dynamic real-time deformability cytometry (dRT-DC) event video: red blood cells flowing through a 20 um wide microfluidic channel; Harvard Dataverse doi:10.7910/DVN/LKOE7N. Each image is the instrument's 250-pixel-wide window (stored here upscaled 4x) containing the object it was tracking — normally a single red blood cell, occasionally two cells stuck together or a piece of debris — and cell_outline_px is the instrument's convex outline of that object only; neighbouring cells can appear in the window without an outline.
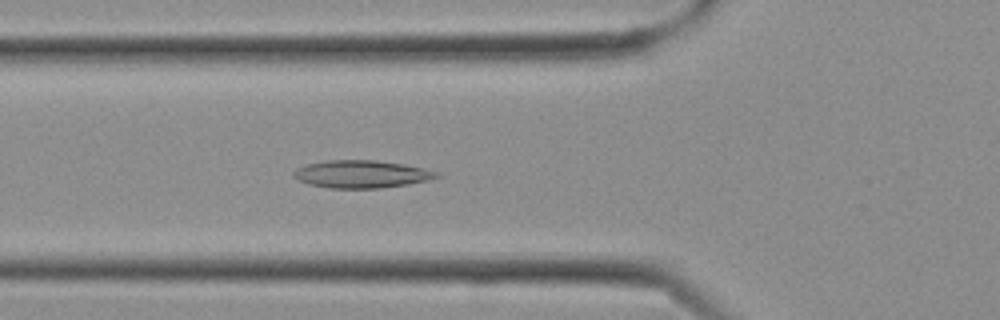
{"species": "Egyptian fruit bat (a non-hibernating species)", "species_latin": "Rousettus aegyptiacus", "temperature_condition": "cold", "stored_images_in_passage": 17, "camera_frame_rate_fps": 3000, "um_per_image_px": 0.085, "frame": {"image": 1, "passage_image": 10, "time_ms": 3.0, "image_size_px": [1000, 320], "cell_outline_px": [[440, 176], [408, 184], [380, 188], [332, 188], [308, 184], [292, 176], [292, 172], [296, 168], [304, 164], [328, 160], [376, 160], [404, 164], [424, 168], [440, 172]], "centroid_in_image_um": [30.69, 14.79], "position_along_channel_um": 95.1, "area_um2": 23.0}}
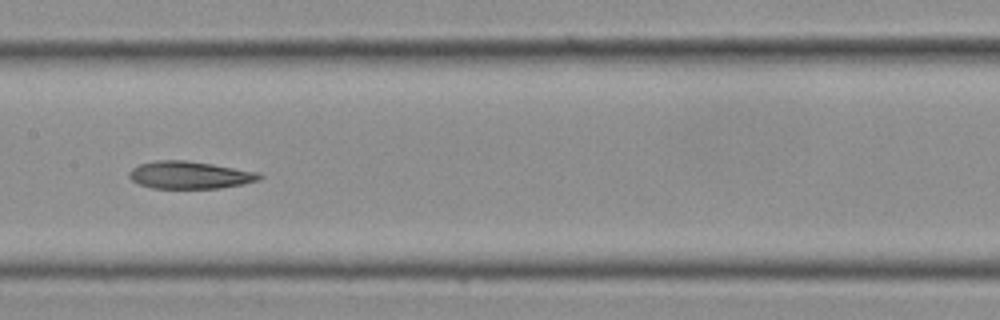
{"frame": {"image": 2, "passage_image": 14, "time_ms": 4.333, "image_size_px": [1000, 320], "cell_outline_px": [[264, 176], [260, 180], [244, 184], [220, 188], [152, 188], [140, 184], [132, 180], [128, 176], [128, 172], [132, 168], [140, 164], [156, 160], [188, 160], [260, 172]], "centroid_in_image_um": [16.16, 14.87], "position_along_channel_um": 191.2, "area_um2": 20.98}}
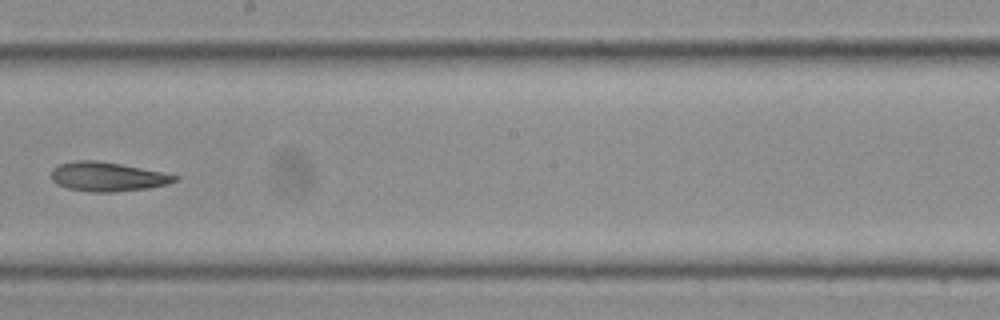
{"frame": {"image": 3, "passage_image": 16, "time_ms": 5.0, "image_size_px": [1000, 320], "cell_outline_px": [[180, 180], [168, 184], [148, 188], [112, 192], [92, 192], [68, 188], [56, 184], [52, 180], [52, 168], [60, 164], [76, 160], [96, 160], [120, 164], [180, 176]], "centroid_in_image_um": [9.14, 15.02], "position_along_channel_um": 239.1, "area_um2": 20.92}}